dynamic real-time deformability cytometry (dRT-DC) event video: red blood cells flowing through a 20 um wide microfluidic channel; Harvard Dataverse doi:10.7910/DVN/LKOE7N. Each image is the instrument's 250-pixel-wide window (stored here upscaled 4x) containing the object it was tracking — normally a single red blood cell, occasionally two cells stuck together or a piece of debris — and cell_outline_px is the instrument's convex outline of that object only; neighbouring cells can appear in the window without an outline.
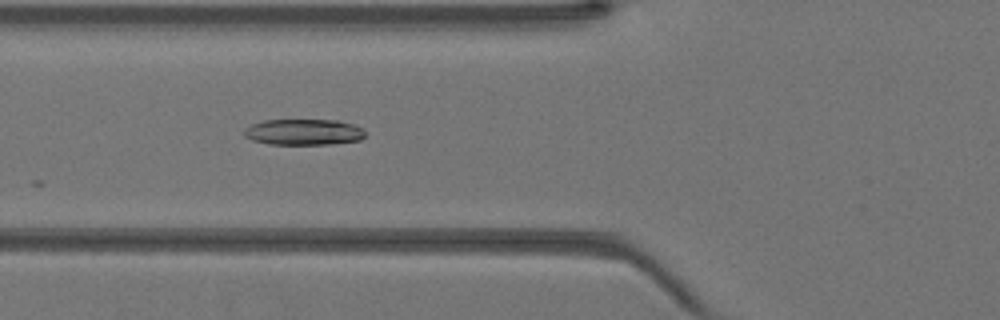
{"species": "Egyptian fruit bat (a non-hibernating species)", "species_latin": "Rousettus aegyptiacus", "temperature_condition": "warm", "stored_images_in_passage": 27, "camera_frame_rate_fps": 3000, "um_per_image_px": 0.085, "animal": {"sex": "female"}, "frame": {"image": 1, "passage_image": 6, "time_ms": 1.667, "image_size_px": [1000, 320], "cell_outline_px": [[364, 136], [360, 140], [328, 144], [268, 144], [252, 140], [244, 136], [244, 128], [252, 124], [264, 120], [340, 120], [356, 124], [364, 128]], "centroid_in_image_um": [25.83, 11.21], "position_along_channel_um": 100.0, "area_um2": 18.5}}
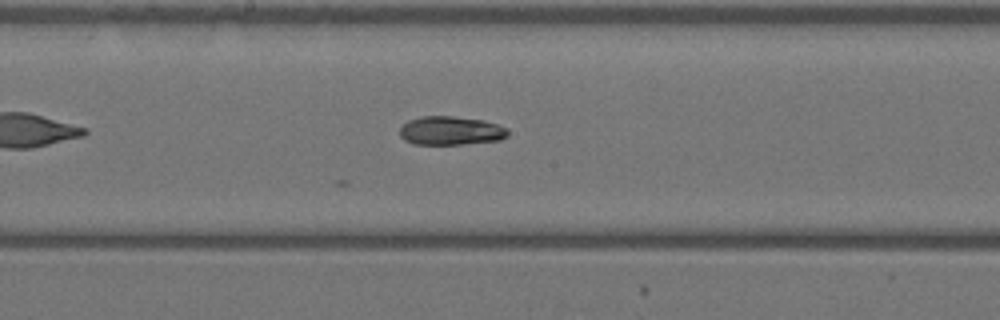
{"frame": {"image": 2, "passage_image": 13, "time_ms": 4.0, "image_size_px": [1000, 320], "cell_outline_px": [[508, 132], [500, 140], [460, 144], [412, 144], [404, 140], [400, 136], [400, 128], [408, 120], [420, 116], [452, 116], [484, 120], [508, 128]], "centroid_in_image_um": [38.27, 11.1], "position_along_channel_um": 209.9, "area_um2": 18.03}}
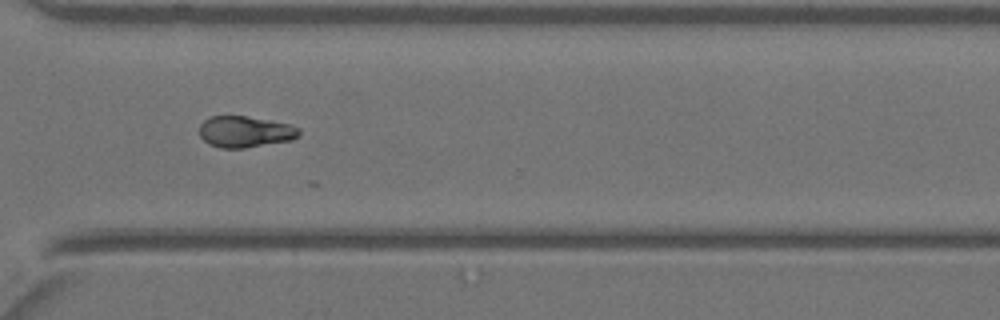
{"frame": {"image": 3, "passage_image": 22, "time_ms": 7.0, "image_size_px": [1000, 320], "cell_outline_px": [[300, 136], [292, 140], [244, 148], [220, 148], [208, 144], [200, 136], [200, 124], [204, 120], [212, 116], [248, 116], [292, 124], [300, 128]], "centroid_in_image_um": [20.87, 11.19], "position_along_channel_um": 349.7, "area_um2": 18.38}}